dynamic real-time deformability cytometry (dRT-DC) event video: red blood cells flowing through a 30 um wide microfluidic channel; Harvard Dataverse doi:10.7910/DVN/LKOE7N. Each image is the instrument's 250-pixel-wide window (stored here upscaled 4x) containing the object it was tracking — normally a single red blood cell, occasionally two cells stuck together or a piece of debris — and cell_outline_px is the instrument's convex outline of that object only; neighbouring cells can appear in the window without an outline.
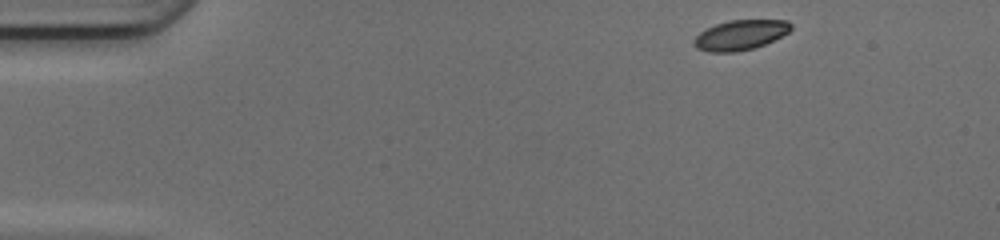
{"species": "common noctule bat (a hibernating species)", "species_latin": "Nyctalus noctula", "temperature_condition": "cold", "stored_images_in_passage": 44, "camera_frame_rate_fps": 3000, "um_per_image_px": 0.085, "animal": {"sex": "female", "body_mass_g": 17.0, "forearm_length_mm": 48.0}, "frame": {"image": 1, "passage_image": 1, "time_ms": 0.0, "image_size_px": [1000, 240], "cell_outline_px": [[792, 28], [788, 32], [764, 44], [752, 48], [736, 52], [708, 52], [696, 48], [692, 44], [692, 40], [700, 32], [716, 24], [728, 20], [788, 20], [792, 24]], "centroid_in_image_um": [62.89, 2.97], "position_along_channel_um": 22.1, "area_um2": 16.88}}
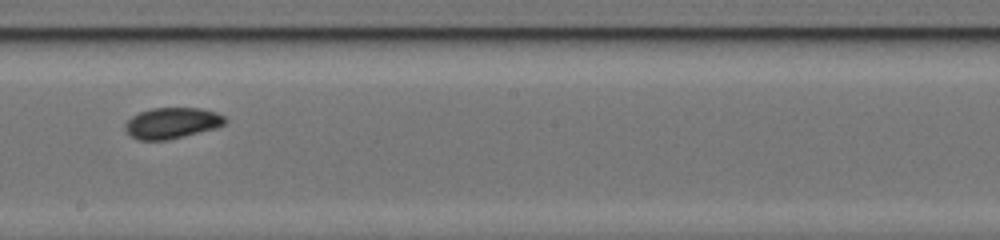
{"frame": {"image": 2, "passage_image": 23, "time_ms": 7.333, "image_size_px": [1000, 240], "cell_outline_px": [[228, 120], [224, 124], [216, 128], [168, 140], [140, 140], [132, 136], [124, 128], [124, 124], [132, 116], [140, 112], [152, 108], [200, 108], [216, 112], [224, 116]], "centroid_in_image_um": [14.63, 10.45], "position_along_channel_um": 233.6, "area_um2": 17.98}}
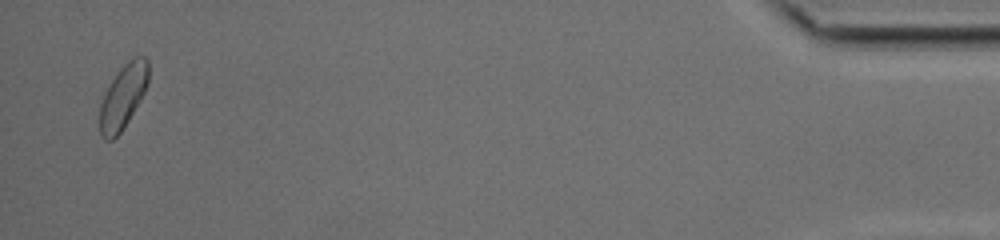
{"frame": {"image": 3, "passage_image": 43, "time_ms": 14.0, "image_size_px": [1000, 240], "cell_outline_px": [[148, 84], [140, 100], [128, 120], [120, 132], [112, 140], [104, 140], [100, 132], [100, 104], [112, 80], [120, 68], [132, 56], [144, 56], [148, 60]], "centroid_in_image_um": [10.47, 8.18], "position_along_channel_um": 424.7, "area_um2": 17.86}, "authors_computed_cell_mechanics": {"area_um2": 17.8024, "velocity_mm_per_s": 4.1653, "shape_relaxation_time_tau1_ms": null, "shape_relaxation_time_tau2_ms": 11.0131, "deformation_change_tau1": null, "deformation_change_tau2": 0.1189}}